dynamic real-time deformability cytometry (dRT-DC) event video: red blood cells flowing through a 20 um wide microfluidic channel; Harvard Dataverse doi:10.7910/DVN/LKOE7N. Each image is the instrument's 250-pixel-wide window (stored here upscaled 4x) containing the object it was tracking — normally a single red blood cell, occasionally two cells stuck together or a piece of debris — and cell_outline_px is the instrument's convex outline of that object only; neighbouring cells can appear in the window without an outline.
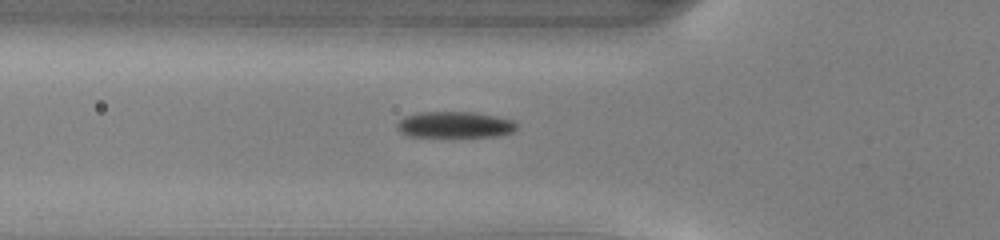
{"species": "common noctule bat (a hibernating species)", "species_latin": "Nyctalus noctula", "temperature_condition": "warm", "stored_images_in_passage": 33, "camera_frame_rate_fps": 3000, "um_per_image_px": 0.085, "animal": {"sex": "male", "body_mass_g": 13.0, "forearm_length_mm": 53.1}, "frame": {"image": 1, "passage_image": 2, "time_ms": 0.333, "image_size_px": [1000, 240], "cell_outline_px": [[516, 128], [512, 132], [500, 136], [408, 136], [400, 132], [396, 128], [396, 124], [404, 116], [420, 112], [472, 112], [496, 116], [512, 120], [516, 124]], "centroid_in_image_um": [38.63, 10.59], "position_along_channel_um": 87.2, "area_um2": 18.15}}
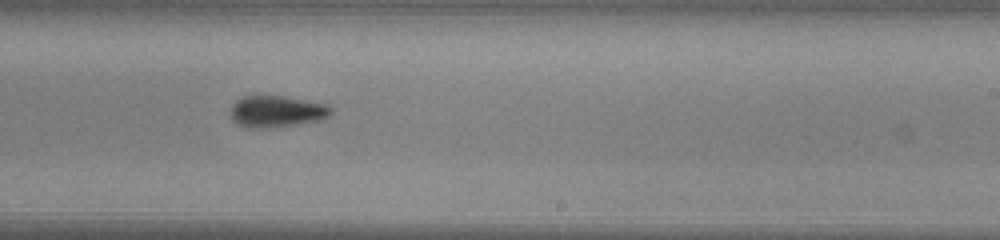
{"frame": {"image": 2, "passage_image": 15, "time_ms": 4.667, "image_size_px": [1000, 240], "cell_outline_px": [[332, 112], [324, 120], [272, 128], [248, 128], [236, 124], [232, 120], [228, 112], [232, 104], [236, 100], [244, 96], [284, 96], [328, 104], [332, 108]], "centroid_in_image_um": [23.5, 9.49], "position_along_channel_um": 265.5, "area_um2": 18.96}}
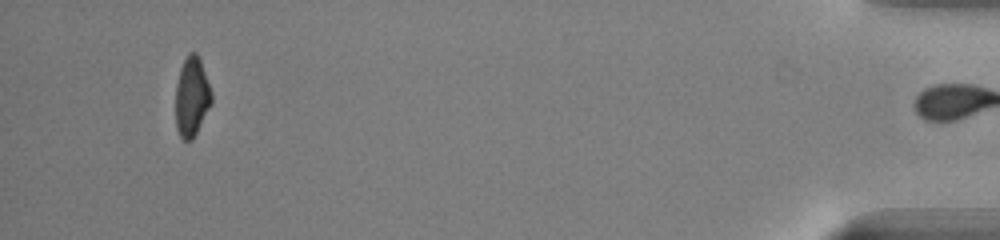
{"frame": {"image": 3, "passage_image": 32, "time_ms": 10.333, "image_size_px": [1000, 240], "cell_outline_px": [[212, 100], [192, 140], [184, 140], [180, 136], [176, 128], [176, 84], [180, 68], [188, 52], [196, 52], [200, 60], [212, 92]], "centroid_in_image_um": [16.28, 8.2], "position_along_channel_um": 418.9, "area_um2": 16.36}}